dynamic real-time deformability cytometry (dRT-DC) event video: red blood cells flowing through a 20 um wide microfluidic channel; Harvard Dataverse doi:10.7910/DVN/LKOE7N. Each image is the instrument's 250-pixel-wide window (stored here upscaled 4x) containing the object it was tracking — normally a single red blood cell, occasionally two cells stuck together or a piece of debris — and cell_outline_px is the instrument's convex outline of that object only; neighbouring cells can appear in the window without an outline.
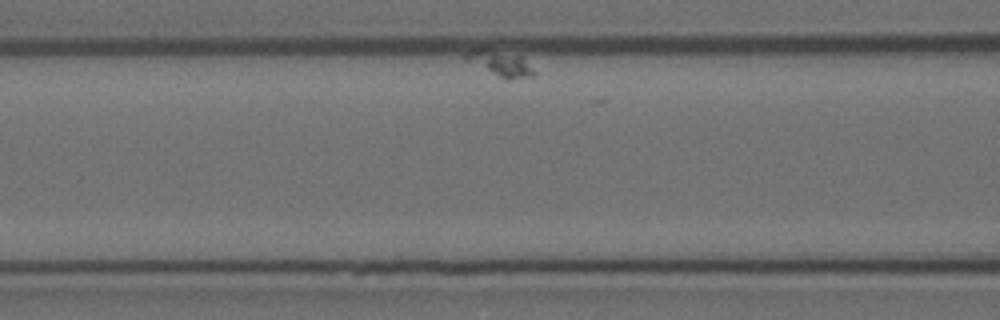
{"species": "Egyptian fruit bat (a non-hibernating species)", "species_latin": "Rousettus aegyptiacus", "temperature_condition": "room temperature", "stored_images_in_passage": 5, "camera_frame_rate_fps": 3000, "um_per_image_px": 0.085, "animal": {"sex": "female"}, "frame": {"image": 1, "passage_image": 3, "time_ms": 0.667, "image_size_px": [1000, 320], "cell_outline_px": [[536, 76], [508, 80], [500, 80], [464, 60], [464, 56], [468, 52], [480, 48], [484, 48], [524, 56], [536, 72]], "centroid_in_image_um": [42.56, 5.44], "position_along_channel_um": 124.0, "area_um2": 10.75}}